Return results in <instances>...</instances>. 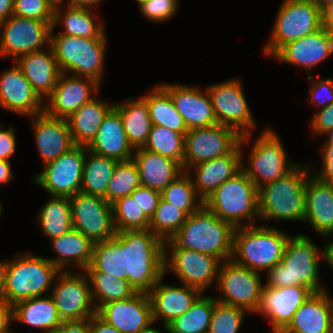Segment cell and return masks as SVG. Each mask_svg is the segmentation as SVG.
Wrapping results in <instances>:
<instances>
[{"label":"cell","instance_id":"obj_22","mask_svg":"<svg viewBox=\"0 0 333 333\" xmlns=\"http://www.w3.org/2000/svg\"><path fill=\"white\" fill-rule=\"evenodd\" d=\"M96 314L121 333H137L153 322L152 307L148 294L133 296L100 305Z\"/></svg>","mask_w":333,"mask_h":333},{"label":"cell","instance_id":"obj_51","mask_svg":"<svg viewBox=\"0 0 333 333\" xmlns=\"http://www.w3.org/2000/svg\"><path fill=\"white\" fill-rule=\"evenodd\" d=\"M178 0H146L137 4L144 17L152 22L170 20L178 11Z\"/></svg>","mask_w":333,"mask_h":333},{"label":"cell","instance_id":"obj_42","mask_svg":"<svg viewBox=\"0 0 333 333\" xmlns=\"http://www.w3.org/2000/svg\"><path fill=\"white\" fill-rule=\"evenodd\" d=\"M216 297L202 293L184 314L168 324L167 333H208Z\"/></svg>","mask_w":333,"mask_h":333},{"label":"cell","instance_id":"obj_10","mask_svg":"<svg viewBox=\"0 0 333 333\" xmlns=\"http://www.w3.org/2000/svg\"><path fill=\"white\" fill-rule=\"evenodd\" d=\"M277 132L268 128L257 137L248 155V164L242 159V171L259 189L283 177L298 164L291 163Z\"/></svg>","mask_w":333,"mask_h":333},{"label":"cell","instance_id":"obj_7","mask_svg":"<svg viewBox=\"0 0 333 333\" xmlns=\"http://www.w3.org/2000/svg\"><path fill=\"white\" fill-rule=\"evenodd\" d=\"M21 254L6 266L4 300L11 306L42 296L61 272L47 257Z\"/></svg>","mask_w":333,"mask_h":333},{"label":"cell","instance_id":"obj_34","mask_svg":"<svg viewBox=\"0 0 333 333\" xmlns=\"http://www.w3.org/2000/svg\"><path fill=\"white\" fill-rule=\"evenodd\" d=\"M13 321L40 328L44 333H55L63 322L51 295L30 298L13 305Z\"/></svg>","mask_w":333,"mask_h":333},{"label":"cell","instance_id":"obj_23","mask_svg":"<svg viewBox=\"0 0 333 333\" xmlns=\"http://www.w3.org/2000/svg\"><path fill=\"white\" fill-rule=\"evenodd\" d=\"M159 85L170 95L188 129L205 128L218 124L206 88L205 92L187 85L170 83Z\"/></svg>","mask_w":333,"mask_h":333},{"label":"cell","instance_id":"obj_41","mask_svg":"<svg viewBox=\"0 0 333 333\" xmlns=\"http://www.w3.org/2000/svg\"><path fill=\"white\" fill-rule=\"evenodd\" d=\"M40 208L37 221L43 235L50 239L57 238L73 228L70 199L68 197L50 196Z\"/></svg>","mask_w":333,"mask_h":333},{"label":"cell","instance_id":"obj_9","mask_svg":"<svg viewBox=\"0 0 333 333\" xmlns=\"http://www.w3.org/2000/svg\"><path fill=\"white\" fill-rule=\"evenodd\" d=\"M321 27V9L318 6L307 0H284L263 52L273 57L288 42L301 39Z\"/></svg>","mask_w":333,"mask_h":333},{"label":"cell","instance_id":"obj_1","mask_svg":"<svg viewBox=\"0 0 333 333\" xmlns=\"http://www.w3.org/2000/svg\"><path fill=\"white\" fill-rule=\"evenodd\" d=\"M235 227L216 216L204 204L188 216L180 230L164 248L169 250H195L215 256L222 262L231 260Z\"/></svg>","mask_w":333,"mask_h":333},{"label":"cell","instance_id":"obj_13","mask_svg":"<svg viewBox=\"0 0 333 333\" xmlns=\"http://www.w3.org/2000/svg\"><path fill=\"white\" fill-rule=\"evenodd\" d=\"M87 146L74 145L56 160L44 164L43 172L33 177L50 196L68 197L81 192Z\"/></svg>","mask_w":333,"mask_h":333},{"label":"cell","instance_id":"obj_16","mask_svg":"<svg viewBox=\"0 0 333 333\" xmlns=\"http://www.w3.org/2000/svg\"><path fill=\"white\" fill-rule=\"evenodd\" d=\"M69 199L74 229L93 243L116 235L112 205L103 197L79 192Z\"/></svg>","mask_w":333,"mask_h":333},{"label":"cell","instance_id":"obj_12","mask_svg":"<svg viewBox=\"0 0 333 333\" xmlns=\"http://www.w3.org/2000/svg\"><path fill=\"white\" fill-rule=\"evenodd\" d=\"M53 22L15 15L0 22V57L20 56L50 46Z\"/></svg>","mask_w":333,"mask_h":333},{"label":"cell","instance_id":"obj_53","mask_svg":"<svg viewBox=\"0 0 333 333\" xmlns=\"http://www.w3.org/2000/svg\"><path fill=\"white\" fill-rule=\"evenodd\" d=\"M130 196L136 197L145 215L151 219L161 199V192L140 185Z\"/></svg>","mask_w":333,"mask_h":333},{"label":"cell","instance_id":"obj_54","mask_svg":"<svg viewBox=\"0 0 333 333\" xmlns=\"http://www.w3.org/2000/svg\"><path fill=\"white\" fill-rule=\"evenodd\" d=\"M310 125L314 136H321L333 130V103L317 111Z\"/></svg>","mask_w":333,"mask_h":333},{"label":"cell","instance_id":"obj_25","mask_svg":"<svg viewBox=\"0 0 333 333\" xmlns=\"http://www.w3.org/2000/svg\"><path fill=\"white\" fill-rule=\"evenodd\" d=\"M333 54V32L321 27L301 39L288 42L273 57L312 70Z\"/></svg>","mask_w":333,"mask_h":333},{"label":"cell","instance_id":"obj_59","mask_svg":"<svg viewBox=\"0 0 333 333\" xmlns=\"http://www.w3.org/2000/svg\"><path fill=\"white\" fill-rule=\"evenodd\" d=\"M90 333H121L111 324L101 319L96 313L89 318Z\"/></svg>","mask_w":333,"mask_h":333},{"label":"cell","instance_id":"obj_44","mask_svg":"<svg viewBox=\"0 0 333 333\" xmlns=\"http://www.w3.org/2000/svg\"><path fill=\"white\" fill-rule=\"evenodd\" d=\"M143 148L173 159L184 170L185 136L183 134L163 126L152 125Z\"/></svg>","mask_w":333,"mask_h":333},{"label":"cell","instance_id":"obj_26","mask_svg":"<svg viewBox=\"0 0 333 333\" xmlns=\"http://www.w3.org/2000/svg\"><path fill=\"white\" fill-rule=\"evenodd\" d=\"M164 276L165 274L157 281L148 296L153 321L162 319L164 330L168 332V324L190 309L202 292L185 284L181 286L165 285L161 282Z\"/></svg>","mask_w":333,"mask_h":333},{"label":"cell","instance_id":"obj_21","mask_svg":"<svg viewBox=\"0 0 333 333\" xmlns=\"http://www.w3.org/2000/svg\"><path fill=\"white\" fill-rule=\"evenodd\" d=\"M250 136L251 133L242 135L239 146L231 154L199 163L186 170L187 173L193 170L195 179L191 176V180L196 193L203 201L222 183L242 170V145L248 142Z\"/></svg>","mask_w":333,"mask_h":333},{"label":"cell","instance_id":"obj_49","mask_svg":"<svg viewBox=\"0 0 333 333\" xmlns=\"http://www.w3.org/2000/svg\"><path fill=\"white\" fill-rule=\"evenodd\" d=\"M247 310L216 302L212 312L208 333H238Z\"/></svg>","mask_w":333,"mask_h":333},{"label":"cell","instance_id":"obj_52","mask_svg":"<svg viewBox=\"0 0 333 333\" xmlns=\"http://www.w3.org/2000/svg\"><path fill=\"white\" fill-rule=\"evenodd\" d=\"M318 81L313 80V84L309 89L311 100L314 101L313 105L317 106V109H323L333 103V80L330 78L322 79L318 77ZM324 93V94H323ZM323 94V95H322Z\"/></svg>","mask_w":333,"mask_h":333},{"label":"cell","instance_id":"obj_27","mask_svg":"<svg viewBox=\"0 0 333 333\" xmlns=\"http://www.w3.org/2000/svg\"><path fill=\"white\" fill-rule=\"evenodd\" d=\"M30 118L43 165L56 160L74 146L67 119L54 118L45 112Z\"/></svg>","mask_w":333,"mask_h":333},{"label":"cell","instance_id":"obj_14","mask_svg":"<svg viewBox=\"0 0 333 333\" xmlns=\"http://www.w3.org/2000/svg\"><path fill=\"white\" fill-rule=\"evenodd\" d=\"M217 123L235 129L241 136L257 126L249 108L241 81L227 79L206 87ZM251 129V130H250Z\"/></svg>","mask_w":333,"mask_h":333},{"label":"cell","instance_id":"obj_62","mask_svg":"<svg viewBox=\"0 0 333 333\" xmlns=\"http://www.w3.org/2000/svg\"><path fill=\"white\" fill-rule=\"evenodd\" d=\"M14 0H0V22L13 15Z\"/></svg>","mask_w":333,"mask_h":333},{"label":"cell","instance_id":"obj_56","mask_svg":"<svg viewBox=\"0 0 333 333\" xmlns=\"http://www.w3.org/2000/svg\"><path fill=\"white\" fill-rule=\"evenodd\" d=\"M321 148L322 170L312 174L322 182L333 184V146Z\"/></svg>","mask_w":333,"mask_h":333},{"label":"cell","instance_id":"obj_2","mask_svg":"<svg viewBox=\"0 0 333 333\" xmlns=\"http://www.w3.org/2000/svg\"><path fill=\"white\" fill-rule=\"evenodd\" d=\"M321 251L308 235L297 234L291 237L281 263L267 272L265 286L281 288L301 285L313 293L326 290V287L320 285L318 276L320 260L324 257L323 249Z\"/></svg>","mask_w":333,"mask_h":333},{"label":"cell","instance_id":"obj_60","mask_svg":"<svg viewBox=\"0 0 333 333\" xmlns=\"http://www.w3.org/2000/svg\"><path fill=\"white\" fill-rule=\"evenodd\" d=\"M322 27L333 32V1L328 2L321 8Z\"/></svg>","mask_w":333,"mask_h":333},{"label":"cell","instance_id":"obj_71","mask_svg":"<svg viewBox=\"0 0 333 333\" xmlns=\"http://www.w3.org/2000/svg\"><path fill=\"white\" fill-rule=\"evenodd\" d=\"M1 214H2V203L0 201V216H1Z\"/></svg>","mask_w":333,"mask_h":333},{"label":"cell","instance_id":"obj_36","mask_svg":"<svg viewBox=\"0 0 333 333\" xmlns=\"http://www.w3.org/2000/svg\"><path fill=\"white\" fill-rule=\"evenodd\" d=\"M114 108L121 116L129 144L134 149L144 147L152 127L146 100L128 98L123 103H114Z\"/></svg>","mask_w":333,"mask_h":333},{"label":"cell","instance_id":"obj_5","mask_svg":"<svg viewBox=\"0 0 333 333\" xmlns=\"http://www.w3.org/2000/svg\"><path fill=\"white\" fill-rule=\"evenodd\" d=\"M309 167L298 164L283 177L258 189L260 219L304 221Z\"/></svg>","mask_w":333,"mask_h":333},{"label":"cell","instance_id":"obj_32","mask_svg":"<svg viewBox=\"0 0 333 333\" xmlns=\"http://www.w3.org/2000/svg\"><path fill=\"white\" fill-rule=\"evenodd\" d=\"M132 159L137 164L141 185L159 192L184 172L178 162L143 147L134 150Z\"/></svg>","mask_w":333,"mask_h":333},{"label":"cell","instance_id":"obj_58","mask_svg":"<svg viewBox=\"0 0 333 333\" xmlns=\"http://www.w3.org/2000/svg\"><path fill=\"white\" fill-rule=\"evenodd\" d=\"M11 322H13V306L5 300H0V333L11 332Z\"/></svg>","mask_w":333,"mask_h":333},{"label":"cell","instance_id":"obj_45","mask_svg":"<svg viewBox=\"0 0 333 333\" xmlns=\"http://www.w3.org/2000/svg\"><path fill=\"white\" fill-rule=\"evenodd\" d=\"M164 201L185 211L188 215L195 213L204 201L196 193L191 175L184 171L161 192Z\"/></svg>","mask_w":333,"mask_h":333},{"label":"cell","instance_id":"obj_20","mask_svg":"<svg viewBox=\"0 0 333 333\" xmlns=\"http://www.w3.org/2000/svg\"><path fill=\"white\" fill-rule=\"evenodd\" d=\"M313 292L304 286L269 288L264 285L260 305L255 313L265 316L273 333H281L292 321L297 309Z\"/></svg>","mask_w":333,"mask_h":333},{"label":"cell","instance_id":"obj_63","mask_svg":"<svg viewBox=\"0 0 333 333\" xmlns=\"http://www.w3.org/2000/svg\"><path fill=\"white\" fill-rule=\"evenodd\" d=\"M100 2H102V0H67L66 3L68 7L94 9L93 6H97Z\"/></svg>","mask_w":333,"mask_h":333},{"label":"cell","instance_id":"obj_65","mask_svg":"<svg viewBox=\"0 0 333 333\" xmlns=\"http://www.w3.org/2000/svg\"><path fill=\"white\" fill-rule=\"evenodd\" d=\"M323 252H324V257H323L324 261L333 271V240L332 242L324 246Z\"/></svg>","mask_w":333,"mask_h":333},{"label":"cell","instance_id":"obj_8","mask_svg":"<svg viewBox=\"0 0 333 333\" xmlns=\"http://www.w3.org/2000/svg\"><path fill=\"white\" fill-rule=\"evenodd\" d=\"M50 45L61 73L88 77L100 84L103 80L107 36L84 38L53 34Z\"/></svg>","mask_w":333,"mask_h":333},{"label":"cell","instance_id":"obj_61","mask_svg":"<svg viewBox=\"0 0 333 333\" xmlns=\"http://www.w3.org/2000/svg\"><path fill=\"white\" fill-rule=\"evenodd\" d=\"M14 174L11 170L10 161L0 159V184H7L9 181H12Z\"/></svg>","mask_w":333,"mask_h":333},{"label":"cell","instance_id":"obj_38","mask_svg":"<svg viewBox=\"0 0 333 333\" xmlns=\"http://www.w3.org/2000/svg\"><path fill=\"white\" fill-rule=\"evenodd\" d=\"M84 271H101L111 277L126 280V250H124V231L94 243L91 264Z\"/></svg>","mask_w":333,"mask_h":333},{"label":"cell","instance_id":"obj_19","mask_svg":"<svg viewBox=\"0 0 333 333\" xmlns=\"http://www.w3.org/2000/svg\"><path fill=\"white\" fill-rule=\"evenodd\" d=\"M94 79L61 73L51 95L44 102V112L54 118L67 119L98 92Z\"/></svg>","mask_w":333,"mask_h":333},{"label":"cell","instance_id":"obj_69","mask_svg":"<svg viewBox=\"0 0 333 333\" xmlns=\"http://www.w3.org/2000/svg\"><path fill=\"white\" fill-rule=\"evenodd\" d=\"M49 2V4L55 9L57 7H60L61 4L63 5L62 2H64V0H47Z\"/></svg>","mask_w":333,"mask_h":333},{"label":"cell","instance_id":"obj_35","mask_svg":"<svg viewBox=\"0 0 333 333\" xmlns=\"http://www.w3.org/2000/svg\"><path fill=\"white\" fill-rule=\"evenodd\" d=\"M113 104L92 98L72 113L67 122L74 145L88 146L95 138L97 131Z\"/></svg>","mask_w":333,"mask_h":333},{"label":"cell","instance_id":"obj_68","mask_svg":"<svg viewBox=\"0 0 333 333\" xmlns=\"http://www.w3.org/2000/svg\"><path fill=\"white\" fill-rule=\"evenodd\" d=\"M328 138L323 146H333V130L327 132Z\"/></svg>","mask_w":333,"mask_h":333},{"label":"cell","instance_id":"obj_6","mask_svg":"<svg viewBox=\"0 0 333 333\" xmlns=\"http://www.w3.org/2000/svg\"><path fill=\"white\" fill-rule=\"evenodd\" d=\"M204 205L235 228L255 225V219H260L258 189L242 170L222 183Z\"/></svg>","mask_w":333,"mask_h":333},{"label":"cell","instance_id":"obj_15","mask_svg":"<svg viewBox=\"0 0 333 333\" xmlns=\"http://www.w3.org/2000/svg\"><path fill=\"white\" fill-rule=\"evenodd\" d=\"M53 284L50 294L63 321L85 320L96 313L90 283L83 271L60 272Z\"/></svg>","mask_w":333,"mask_h":333},{"label":"cell","instance_id":"obj_72","mask_svg":"<svg viewBox=\"0 0 333 333\" xmlns=\"http://www.w3.org/2000/svg\"><path fill=\"white\" fill-rule=\"evenodd\" d=\"M144 1H146V0H136V2H137L138 4H140L141 2H144Z\"/></svg>","mask_w":333,"mask_h":333},{"label":"cell","instance_id":"obj_31","mask_svg":"<svg viewBox=\"0 0 333 333\" xmlns=\"http://www.w3.org/2000/svg\"><path fill=\"white\" fill-rule=\"evenodd\" d=\"M327 290L312 293L281 333H328L333 300Z\"/></svg>","mask_w":333,"mask_h":333},{"label":"cell","instance_id":"obj_70","mask_svg":"<svg viewBox=\"0 0 333 333\" xmlns=\"http://www.w3.org/2000/svg\"><path fill=\"white\" fill-rule=\"evenodd\" d=\"M328 333H333V313L329 321Z\"/></svg>","mask_w":333,"mask_h":333},{"label":"cell","instance_id":"obj_46","mask_svg":"<svg viewBox=\"0 0 333 333\" xmlns=\"http://www.w3.org/2000/svg\"><path fill=\"white\" fill-rule=\"evenodd\" d=\"M188 214L180 208L160 199L149 229L163 242L170 240L182 227Z\"/></svg>","mask_w":333,"mask_h":333},{"label":"cell","instance_id":"obj_39","mask_svg":"<svg viewBox=\"0 0 333 333\" xmlns=\"http://www.w3.org/2000/svg\"><path fill=\"white\" fill-rule=\"evenodd\" d=\"M118 162L116 159L98 155L87 149L81 192L100 196L106 200L107 187Z\"/></svg>","mask_w":333,"mask_h":333},{"label":"cell","instance_id":"obj_67","mask_svg":"<svg viewBox=\"0 0 333 333\" xmlns=\"http://www.w3.org/2000/svg\"><path fill=\"white\" fill-rule=\"evenodd\" d=\"M307 1H310L312 4L318 6L321 9L325 4L333 0H307Z\"/></svg>","mask_w":333,"mask_h":333},{"label":"cell","instance_id":"obj_66","mask_svg":"<svg viewBox=\"0 0 333 333\" xmlns=\"http://www.w3.org/2000/svg\"><path fill=\"white\" fill-rule=\"evenodd\" d=\"M153 322H151L147 327H145L144 329L138 331L137 333H161L159 330L153 328Z\"/></svg>","mask_w":333,"mask_h":333},{"label":"cell","instance_id":"obj_24","mask_svg":"<svg viewBox=\"0 0 333 333\" xmlns=\"http://www.w3.org/2000/svg\"><path fill=\"white\" fill-rule=\"evenodd\" d=\"M0 107L32 117L44 112V102L16 65L0 75Z\"/></svg>","mask_w":333,"mask_h":333},{"label":"cell","instance_id":"obj_11","mask_svg":"<svg viewBox=\"0 0 333 333\" xmlns=\"http://www.w3.org/2000/svg\"><path fill=\"white\" fill-rule=\"evenodd\" d=\"M262 283L261 273L241 266L232 259L223 261L217 278V287L222 294L216 301L255 314L265 285Z\"/></svg>","mask_w":333,"mask_h":333},{"label":"cell","instance_id":"obj_33","mask_svg":"<svg viewBox=\"0 0 333 333\" xmlns=\"http://www.w3.org/2000/svg\"><path fill=\"white\" fill-rule=\"evenodd\" d=\"M57 258H48L61 272L71 271L64 268L75 264L84 271L92 261L94 243L80 231L72 228L61 236L51 239Z\"/></svg>","mask_w":333,"mask_h":333},{"label":"cell","instance_id":"obj_28","mask_svg":"<svg viewBox=\"0 0 333 333\" xmlns=\"http://www.w3.org/2000/svg\"><path fill=\"white\" fill-rule=\"evenodd\" d=\"M14 63L42 100L51 95L61 74L51 45L46 51L43 49L20 56Z\"/></svg>","mask_w":333,"mask_h":333},{"label":"cell","instance_id":"obj_30","mask_svg":"<svg viewBox=\"0 0 333 333\" xmlns=\"http://www.w3.org/2000/svg\"><path fill=\"white\" fill-rule=\"evenodd\" d=\"M87 149L118 161L132 159L135 149L129 144L121 116L114 107L105 116Z\"/></svg>","mask_w":333,"mask_h":333},{"label":"cell","instance_id":"obj_48","mask_svg":"<svg viewBox=\"0 0 333 333\" xmlns=\"http://www.w3.org/2000/svg\"><path fill=\"white\" fill-rule=\"evenodd\" d=\"M140 185L139 171L134 160L119 161L107 187L106 201L112 205L118 199L130 196Z\"/></svg>","mask_w":333,"mask_h":333},{"label":"cell","instance_id":"obj_57","mask_svg":"<svg viewBox=\"0 0 333 333\" xmlns=\"http://www.w3.org/2000/svg\"><path fill=\"white\" fill-rule=\"evenodd\" d=\"M55 333H90L89 318L85 320L63 321Z\"/></svg>","mask_w":333,"mask_h":333},{"label":"cell","instance_id":"obj_17","mask_svg":"<svg viewBox=\"0 0 333 333\" xmlns=\"http://www.w3.org/2000/svg\"><path fill=\"white\" fill-rule=\"evenodd\" d=\"M240 138L235 129L220 124L188 129L185 134L184 171L199 163L231 154L239 146Z\"/></svg>","mask_w":333,"mask_h":333},{"label":"cell","instance_id":"obj_29","mask_svg":"<svg viewBox=\"0 0 333 333\" xmlns=\"http://www.w3.org/2000/svg\"><path fill=\"white\" fill-rule=\"evenodd\" d=\"M304 221L321 236L333 235V184L317 179L313 174L306 183Z\"/></svg>","mask_w":333,"mask_h":333},{"label":"cell","instance_id":"obj_18","mask_svg":"<svg viewBox=\"0 0 333 333\" xmlns=\"http://www.w3.org/2000/svg\"><path fill=\"white\" fill-rule=\"evenodd\" d=\"M222 261L215 256L195 250H170L164 248V274L167 271L178 276L182 284L197 288L202 293L217 283Z\"/></svg>","mask_w":333,"mask_h":333},{"label":"cell","instance_id":"obj_47","mask_svg":"<svg viewBox=\"0 0 333 333\" xmlns=\"http://www.w3.org/2000/svg\"><path fill=\"white\" fill-rule=\"evenodd\" d=\"M116 232L149 229L150 219L138 204L136 197L125 196L112 204Z\"/></svg>","mask_w":333,"mask_h":333},{"label":"cell","instance_id":"obj_43","mask_svg":"<svg viewBox=\"0 0 333 333\" xmlns=\"http://www.w3.org/2000/svg\"><path fill=\"white\" fill-rule=\"evenodd\" d=\"M90 283L93 304L96 309L103 304L133 296L136 291L124 279L111 277L101 271H83Z\"/></svg>","mask_w":333,"mask_h":333},{"label":"cell","instance_id":"obj_37","mask_svg":"<svg viewBox=\"0 0 333 333\" xmlns=\"http://www.w3.org/2000/svg\"><path fill=\"white\" fill-rule=\"evenodd\" d=\"M55 8L53 27L59 23L63 26L64 30H61L58 34L84 37V38H103L105 36V28L101 20L96 21L98 17L90 8H78V7H65ZM95 14V15H94Z\"/></svg>","mask_w":333,"mask_h":333},{"label":"cell","instance_id":"obj_50","mask_svg":"<svg viewBox=\"0 0 333 333\" xmlns=\"http://www.w3.org/2000/svg\"><path fill=\"white\" fill-rule=\"evenodd\" d=\"M55 9L47 0H14L13 15L54 22Z\"/></svg>","mask_w":333,"mask_h":333},{"label":"cell","instance_id":"obj_4","mask_svg":"<svg viewBox=\"0 0 333 333\" xmlns=\"http://www.w3.org/2000/svg\"><path fill=\"white\" fill-rule=\"evenodd\" d=\"M126 280L137 293L149 294L164 275V242L150 229L124 231Z\"/></svg>","mask_w":333,"mask_h":333},{"label":"cell","instance_id":"obj_40","mask_svg":"<svg viewBox=\"0 0 333 333\" xmlns=\"http://www.w3.org/2000/svg\"><path fill=\"white\" fill-rule=\"evenodd\" d=\"M148 105L152 125L163 126L185 136L188 128L174 106L170 95L160 86L142 96Z\"/></svg>","mask_w":333,"mask_h":333},{"label":"cell","instance_id":"obj_55","mask_svg":"<svg viewBox=\"0 0 333 333\" xmlns=\"http://www.w3.org/2000/svg\"><path fill=\"white\" fill-rule=\"evenodd\" d=\"M15 129L11 126L8 129H4V126H0V159L9 161L14 155L16 150Z\"/></svg>","mask_w":333,"mask_h":333},{"label":"cell","instance_id":"obj_64","mask_svg":"<svg viewBox=\"0 0 333 333\" xmlns=\"http://www.w3.org/2000/svg\"><path fill=\"white\" fill-rule=\"evenodd\" d=\"M7 261H0V300H4Z\"/></svg>","mask_w":333,"mask_h":333},{"label":"cell","instance_id":"obj_3","mask_svg":"<svg viewBox=\"0 0 333 333\" xmlns=\"http://www.w3.org/2000/svg\"><path fill=\"white\" fill-rule=\"evenodd\" d=\"M290 236L274 227L249 225L234 231L232 260L260 273L280 264Z\"/></svg>","mask_w":333,"mask_h":333}]
</instances>
